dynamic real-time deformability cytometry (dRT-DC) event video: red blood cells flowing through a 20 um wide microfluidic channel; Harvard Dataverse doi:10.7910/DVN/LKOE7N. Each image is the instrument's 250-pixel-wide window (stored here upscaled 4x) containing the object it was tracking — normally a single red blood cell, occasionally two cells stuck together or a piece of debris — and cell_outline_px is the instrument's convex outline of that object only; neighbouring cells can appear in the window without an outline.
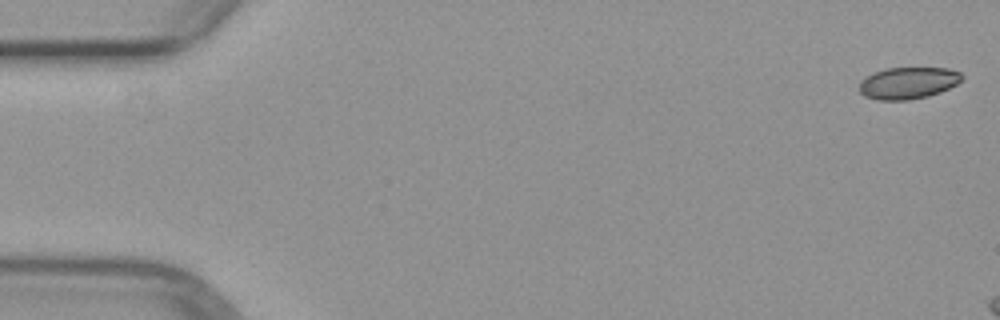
{"species": "common noctule bat (a hibernating species)", "species_latin": "Nyctalus noctula", "temperature_condition": "warm", "stored_images_in_passage": 3, "camera_frame_rate_fps": 3000, "um_per_image_px": 0.085, "animal": {"sex": "female", "body_mass_g": 29.2, "forearm_length_mm": 56.3}, "frame": {"image": 1, "passage_image": 1, "time_ms": 0.0, "image_size_px": [1000, 320], "cell_outline_px": [[964, 76], [956, 84], [940, 92], [928, 96], [908, 100], [880, 100], [864, 96], [860, 92], [860, 80], [864, 76], [884, 68], [948, 68], [960, 72]], "centroid_in_image_um": [77.16, 7.05], "position_along_channel_um": 7.8, "area_um2": 19.07}}